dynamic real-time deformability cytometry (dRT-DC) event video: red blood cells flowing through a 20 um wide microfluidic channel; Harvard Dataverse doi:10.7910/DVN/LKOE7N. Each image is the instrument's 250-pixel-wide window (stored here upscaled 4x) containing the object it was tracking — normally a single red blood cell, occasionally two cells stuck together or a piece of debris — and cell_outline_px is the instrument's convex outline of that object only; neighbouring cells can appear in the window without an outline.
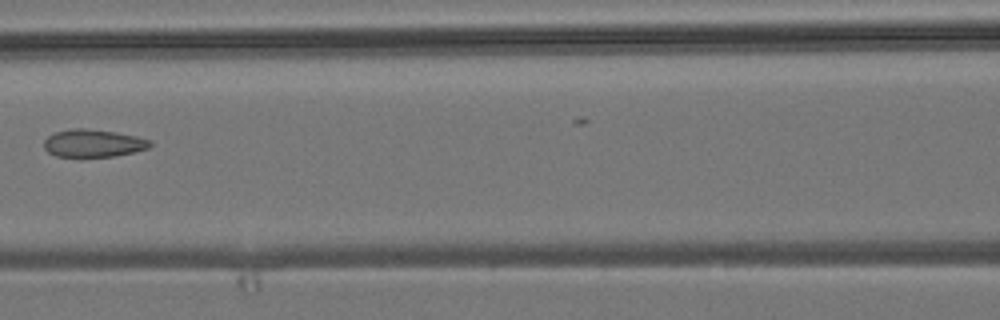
{"species": "common noctule bat (a hibernating species)", "species_latin": "Nyctalus noctula", "temperature_condition": "room temperature", "stored_images_in_passage": 8, "camera_frame_rate_fps": 3000, "um_per_image_px": 0.085, "animal": {"sex": "male", "body_mass_g": 19.2, "forearm_length_mm": 51.8}, "frame": {"image": 1, "passage_image": 7, "time_ms": 7.0, "image_size_px": [1000, 320], "cell_outline_px": [[152, 144], [148, 148], [116, 156], [56, 156], [48, 152], [44, 148], [44, 140], [48, 136], [56, 132], [72, 128], [84, 128], [116, 132], [136, 136], [152, 140]], "centroid_in_image_um": [7.93, 12.16], "position_along_channel_um": 158.7, "area_um2": 16.99}}
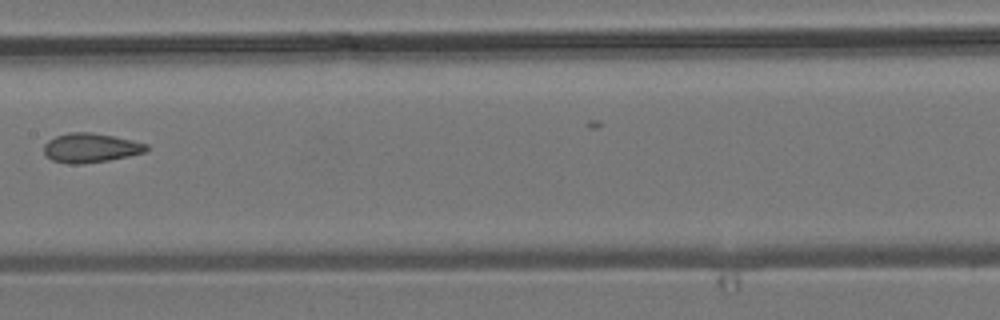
{"frame": {"image": 2, "passage_image": 8, "time_ms": 8.0, "image_size_px": [1000, 320], "cell_outline_px": [[148, 148], [144, 152], [128, 156], [108, 160], [80, 164], [68, 164], [52, 160], [44, 156], [44, 144], [48, 140], [56, 136], [72, 132], [92, 132], [132, 140], [148, 144]], "centroid_in_image_um": [7.66, 12.57], "position_along_channel_um": 199.7, "area_um2": 17.46}}